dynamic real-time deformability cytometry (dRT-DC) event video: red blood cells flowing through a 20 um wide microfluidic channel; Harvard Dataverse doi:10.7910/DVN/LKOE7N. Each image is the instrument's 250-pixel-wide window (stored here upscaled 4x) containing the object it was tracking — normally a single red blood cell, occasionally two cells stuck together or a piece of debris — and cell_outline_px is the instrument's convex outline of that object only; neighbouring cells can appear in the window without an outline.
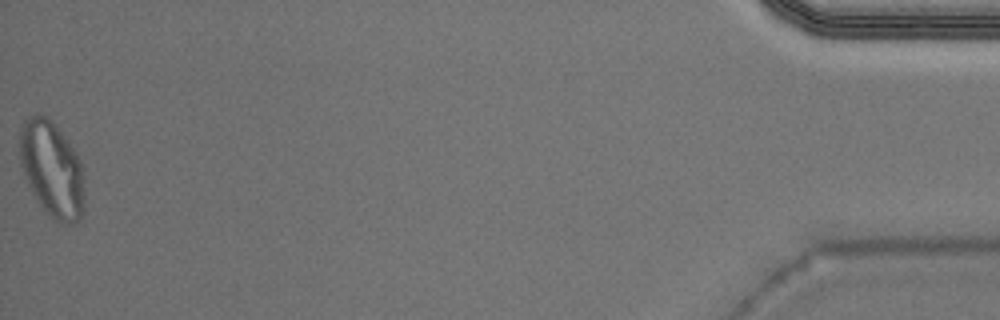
{"species": "Egyptian fruit bat (a non-hibernating species)", "species_latin": "Rousettus aegyptiacus", "temperature_condition": "warm", "stored_images_in_passage": 52, "segment_of_instrument_passage": [2, 2], "camera_frame_rate_fps": 3000, "um_per_image_px": 0.085, "animal": {"sex": "male"}, "frame": {"image": 1, "passage_image": 52, "time_ms": 17.0, "image_size_px": [1000, 320], "cell_outline_px": [[84, 212], [72, 224], [56, 224], [40, 204], [32, 192], [28, 184], [20, 164], [20, 128], [24, 120], [28, 116], [36, 112], [48, 116], [68, 140], [76, 152], [84, 168]], "centroid_in_image_um": [4.43, 14.37], "position_along_channel_um": 430.8, "area_um2": 36.82}}